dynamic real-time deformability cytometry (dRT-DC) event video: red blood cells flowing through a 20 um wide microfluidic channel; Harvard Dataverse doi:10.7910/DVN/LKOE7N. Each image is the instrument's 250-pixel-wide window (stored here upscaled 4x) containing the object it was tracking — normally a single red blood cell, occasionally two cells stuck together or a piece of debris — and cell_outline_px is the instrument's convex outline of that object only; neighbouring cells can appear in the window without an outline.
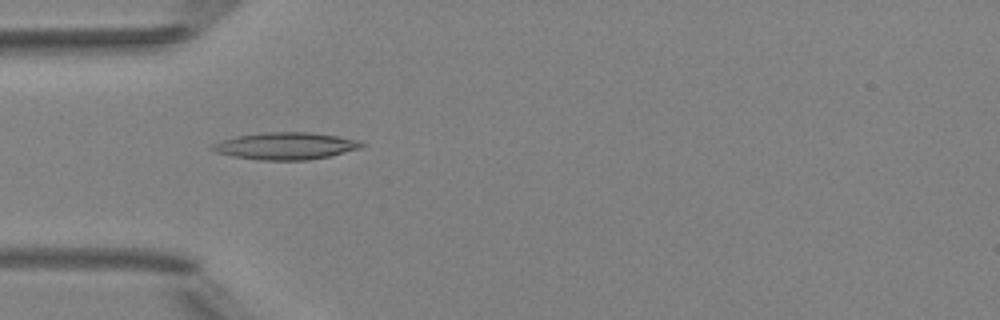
{"species": "Egyptian fruit bat (a non-hibernating species)", "species_latin": "Rousettus aegyptiacus", "temperature_condition": "room temperature", "stored_images_in_passage": 5, "camera_frame_rate_fps": 3000, "um_per_image_px": 0.085, "animal": {"sex": "female"}, "frame": {"image": 1, "passage_image": 2, "time_ms": 1.0, "image_size_px": [1000, 320], "cell_outline_px": [[368, 144], [360, 148], [328, 156], [308, 160], [260, 160], [232, 156], [216, 152], [208, 148], [212, 144], [236, 136], [264, 132], [312, 132], [360, 140]], "centroid_in_image_um": [24.29, 12.4], "position_along_channel_um": 60.7, "area_um2": 23.58}}
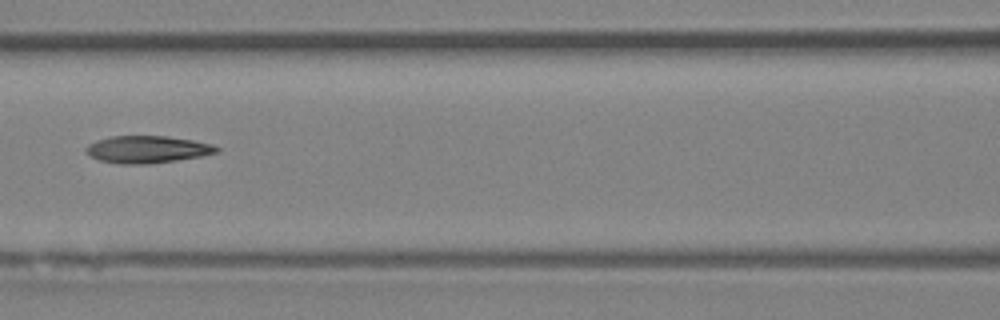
{"frame": {"image": 2, "passage_image": 4, "time_ms": 3.333, "image_size_px": [1000, 320], "cell_outline_px": [[220, 152], [200, 156], [176, 160], [148, 164], [120, 164], [100, 160], [92, 156], [84, 148], [88, 144], [96, 140], [112, 136], [168, 136], [192, 140], [212, 144], [220, 148]], "centroid_in_image_um": [12.54, 12.69], "position_along_channel_um": 154.1, "area_um2": 20.63}}
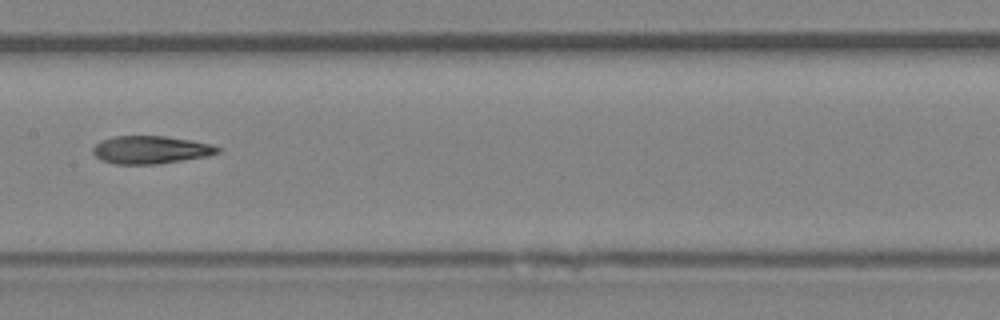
{"frame": {"image": 3, "passage_image": 5, "time_ms": 4.333, "image_size_px": [1000, 320], "cell_outline_px": [[220, 152], [208, 156], [156, 164], [116, 164], [104, 160], [96, 156], [92, 152], [92, 148], [96, 144], [104, 140], [116, 136], [164, 136], [192, 140], [208, 144], [220, 148]], "centroid_in_image_um": [12.82, 12.73], "position_along_channel_um": 194.6, "area_um2": 19.94}}